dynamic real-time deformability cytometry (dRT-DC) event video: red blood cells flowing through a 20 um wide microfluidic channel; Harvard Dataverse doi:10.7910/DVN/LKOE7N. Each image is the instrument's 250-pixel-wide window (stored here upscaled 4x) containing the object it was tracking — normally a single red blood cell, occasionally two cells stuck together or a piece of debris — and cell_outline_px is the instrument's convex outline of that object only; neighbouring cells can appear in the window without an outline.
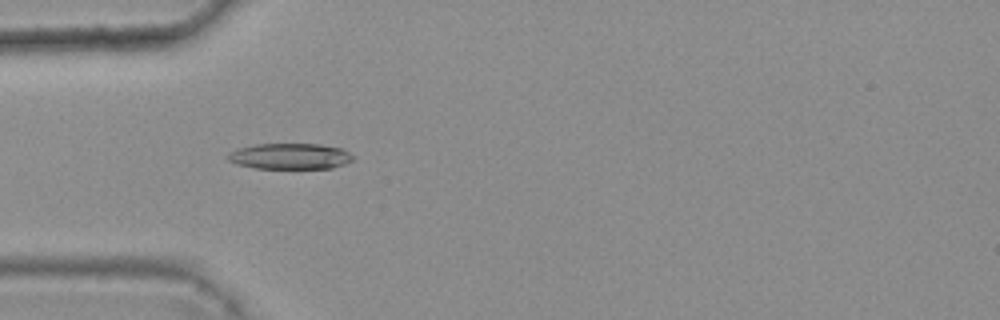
{"species": "common noctule bat (a hibernating species)", "species_latin": "Nyctalus noctula", "temperature_condition": "warm", "stored_images_in_passage": 6, "camera_frame_rate_fps": 3000, "um_per_image_px": 0.085, "animal": {"sex": "female", "body_mass_g": 25.1}, "frame": {"image": 1, "passage_image": 5, "time_ms": 1.333, "image_size_px": [1000, 320], "cell_outline_px": [[356, 156], [352, 160], [344, 164], [332, 168], [256, 168], [236, 164], [228, 160], [224, 156], [228, 152], [236, 148], [256, 144], [320, 144], [340, 148]], "centroid_in_image_um": [24.61, 13.27], "position_along_channel_um": 60.4, "area_um2": 19.02}}
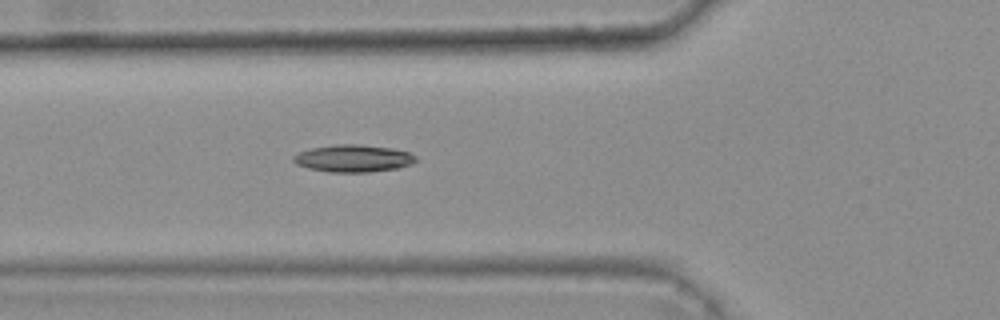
{"frame": {"image": 2, "passage_image": 6, "time_ms": 1.667, "image_size_px": [1000, 320], "cell_outline_px": [[416, 160], [412, 164], [400, 168], [368, 172], [328, 172], [308, 168], [296, 164], [292, 160], [292, 156], [300, 152], [312, 148], [336, 144], [360, 144], [392, 148], [408, 152], [416, 156]], "centroid_in_image_um": [30.03, 13.46], "position_along_channel_um": 95.8, "area_um2": 19.54}}